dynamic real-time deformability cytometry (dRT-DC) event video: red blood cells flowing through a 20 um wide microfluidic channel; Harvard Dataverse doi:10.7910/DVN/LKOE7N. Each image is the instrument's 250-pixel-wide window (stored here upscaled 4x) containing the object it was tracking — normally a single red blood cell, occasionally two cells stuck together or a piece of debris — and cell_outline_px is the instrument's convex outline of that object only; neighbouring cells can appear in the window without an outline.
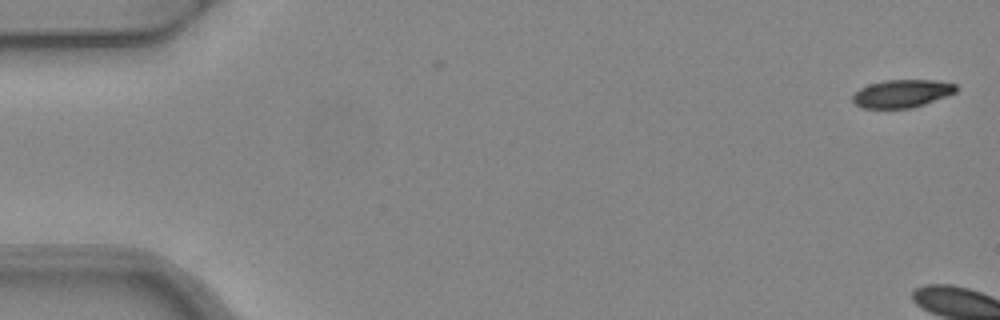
{"species": "common noctule bat (a hibernating species)", "species_latin": "Nyctalus noctula", "temperature_condition": "warm", "stored_images_in_passage": 6, "camera_frame_rate_fps": 3000, "um_per_image_px": 0.085, "animal": {"sex": "female", "body_mass_g": 24.6, "forearm_length_mm": 56.2}, "frame": {"image": 1, "passage_image": 1, "time_ms": 0.0, "image_size_px": [1000, 320], "cell_outline_px": [[956, 92], [924, 104], [912, 108], [864, 108], [856, 104], [852, 100], [852, 96], [860, 88], [868, 84], [884, 80], [936, 80], [956, 84]], "centroid_in_image_um": [76.65, 7.94], "position_along_channel_um": 8.4, "area_um2": 16.7}}
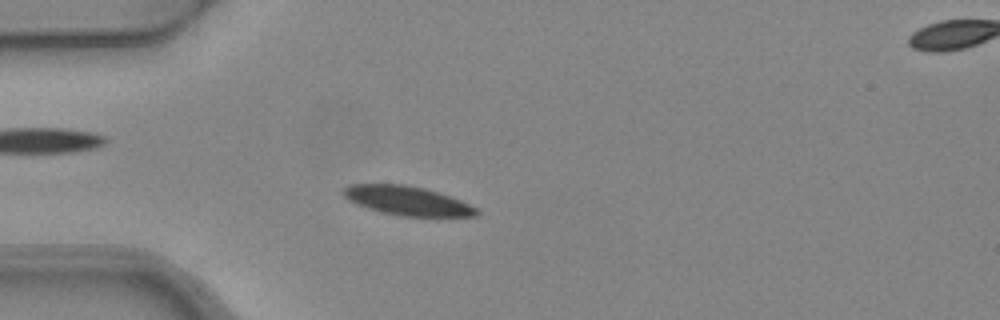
{"frame": {"image": 2, "passage_image": 5, "time_ms": 1.333, "image_size_px": [1000, 320], "cell_outline_px": [[480, 212], [476, 216], [400, 216], [380, 212], [356, 204], [348, 200], [340, 192], [348, 184], [404, 184], [424, 188], [460, 200], [476, 208]], "centroid_in_image_um": [34.55, 17.06], "position_along_channel_um": 50.4, "area_um2": 22.48}}